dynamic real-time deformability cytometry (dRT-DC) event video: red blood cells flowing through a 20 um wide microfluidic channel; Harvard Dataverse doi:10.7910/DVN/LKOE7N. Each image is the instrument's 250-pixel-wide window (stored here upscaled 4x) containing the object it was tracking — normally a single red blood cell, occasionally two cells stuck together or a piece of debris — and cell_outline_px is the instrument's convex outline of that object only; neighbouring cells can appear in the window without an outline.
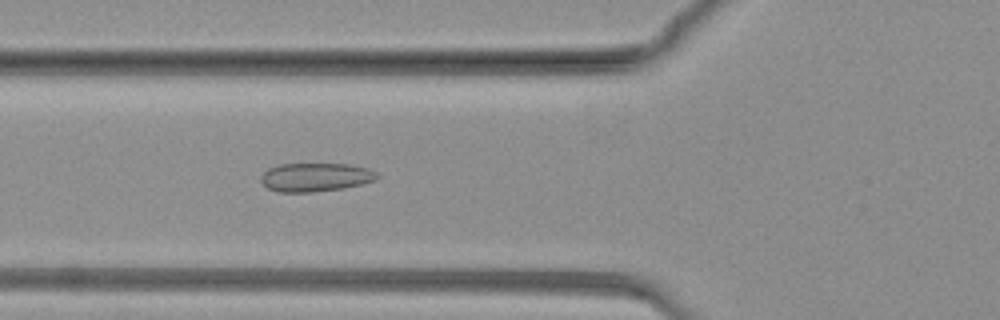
{"species": "common noctule bat (a hibernating species)", "species_latin": "Nyctalus noctula", "temperature_condition": "warm", "stored_images_in_passage": 56, "camera_frame_rate_fps": 3000, "um_per_image_px": 0.085, "animal": {"sex": "female", "body_mass_g": 19.3, "forearm_length_mm": 54.1}, "frame": {"image": 1, "passage_image": 22, "time_ms": 7.0, "image_size_px": [1000, 320], "cell_outline_px": [[380, 176], [376, 180], [344, 188], [312, 192], [276, 192], [268, 188], [260, 180], [260, 176], [268, 168], [280, 164], [348, 164], [368, 168], [376, 172]], "centroid_in_image_um": [26.81, 15.06], "position_along_channel_um": 99.0, "area_um2": 19.42}}
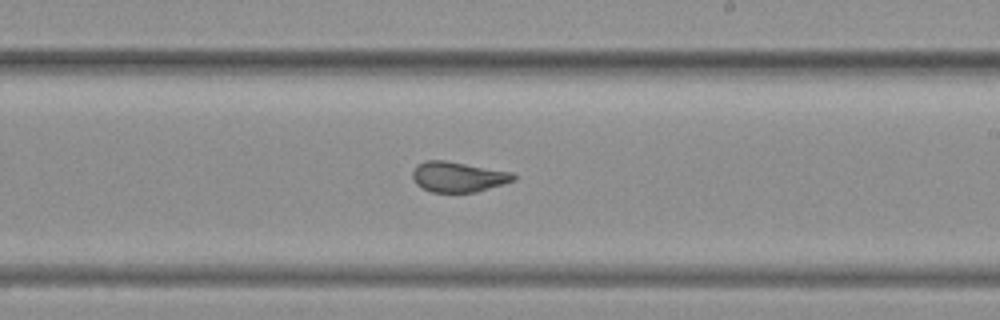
{"frame": {"image": 2, "passage_image": 40, "time_ms": 13.0, "image_size_px": [1000, 320], "cell_outline_px": [[516, 180], [476, 192], [432, 192], [416, 184], [412, 176], [412, 172], [416, 164], [428, 160], [444, 160], [512, 172], [516, 176]], "centroid_in_image_um": [38.93, 15.03], "position_along_channel_um": 250.1, "area_um2": 17.74}}
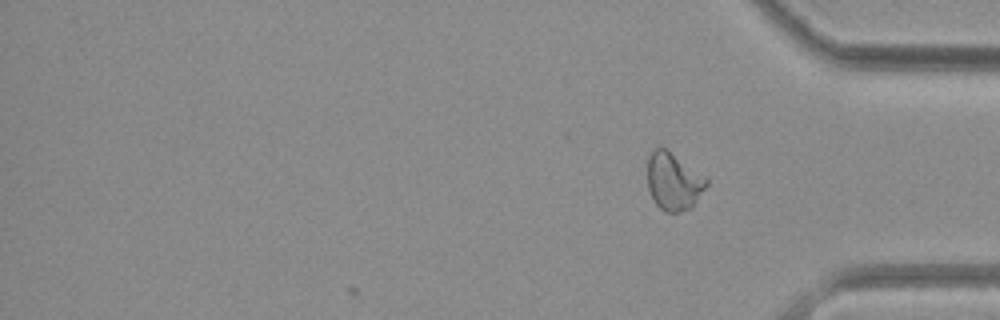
{"frame": {"image": 3, "passage_image": 56, "time_ms": 18.333, "image_size_px": [1000, 320], "cell_outline_px": [[708, 184], [692, 208], [676, 212], [664, 212], [656, 204], [648, 188], [648, 156], [652, 148], [664, 148], [708, 180]], "centroid_in_image_um": [57.23, 15.45], "position_along_channel_um": 378.0, "area_um2": 19.31}}